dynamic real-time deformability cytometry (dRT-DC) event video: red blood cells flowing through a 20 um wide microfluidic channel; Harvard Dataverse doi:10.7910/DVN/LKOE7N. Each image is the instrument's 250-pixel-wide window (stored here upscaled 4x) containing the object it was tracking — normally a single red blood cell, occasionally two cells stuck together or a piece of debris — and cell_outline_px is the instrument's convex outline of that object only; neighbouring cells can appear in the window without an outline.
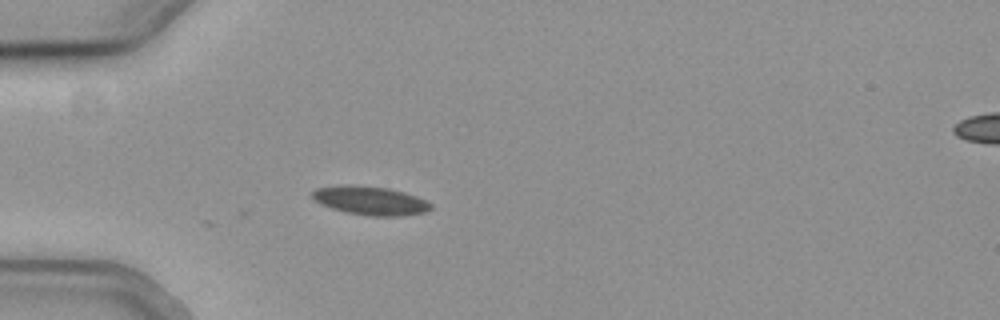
{"species": "common noctule bat (a hibernating species)", "species_latin": "Nyctalus noctula", "temperature_condition": "cold", "stored_images_in_passage": 6, "camera_frame_rate_fps": 3000, "um_per_image_px": 0.085, "animal": {"sex": "female", "body_mass_g": 19.3, "forearm_length_mm": 54.1}, "frame": {"image": 1, "passage_image": 1, "time_ms": 0.0, "image_size_px": [1000, 320], "cell_outline_px": [[432, 208], [428, 212], [404, 216], [368, 216], [344, 212], [320, 204], [312, 196], [312, 192], [316, 188], [340, 184], [348, 184], [388, 188], [404, 192], [416, 196], [432, 204]], "centroid_in_image_um": [31.48, 17.05], "position_along_channel_um": 53.5, "area_um2": 20.06}}
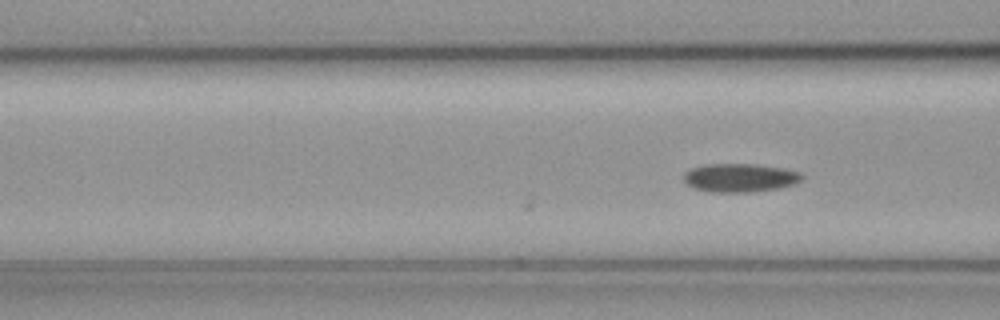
{"frame": {"image": 2, "passage_image": 6, "time_ms": 1.667, "image_size_px": [1000, 320], "cell_outline_px": [[804, 176], [796, 184], [780, 188], [752, 192], [708, 192], [692, 188], [684, 180], [684, 172], [692, 168], [704, 164], [756, 164], [784, 168], [800, 172]], "centroid_in_image_um": [62.9, 15.11], "position_along_channel_um": 103.7, "area_um2": 19.88}}